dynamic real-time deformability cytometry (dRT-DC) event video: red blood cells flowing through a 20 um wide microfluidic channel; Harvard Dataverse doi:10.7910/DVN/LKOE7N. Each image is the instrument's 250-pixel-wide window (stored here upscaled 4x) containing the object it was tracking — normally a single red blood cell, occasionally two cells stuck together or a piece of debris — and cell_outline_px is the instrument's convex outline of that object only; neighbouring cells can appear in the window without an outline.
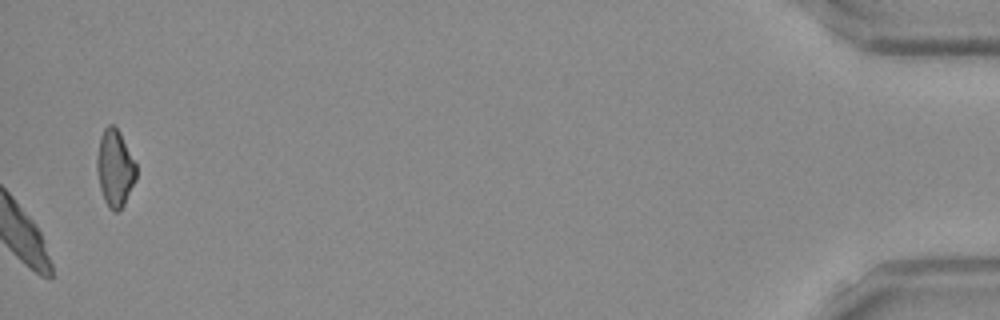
{"species": "Egyptian fruit bat (a non-hibernating species)", "species_latin": "Rousettus aegyptiacus", "temperature_condition": "room temperature", "stored_images_in_passage": 43, "camera_frame_rate_fps": 3000, "um_per_image_px": 0.085, "frame": {"image": 1, "passage_image": 43, "time_ms": 14.0, "image_size_px": [1000, 320], "cell_outline_px": [[136, 180], [124, 204], [116, 212], [108, 208], [104, 200], [100, 188], [96, 168], [96, 160], [100, 136], [104, 128], [108, 124], [112, 124], [120, 132], [136, 164]], "centroid_in_image_um": [9.76, 14.29], "position_along_channel_um": 425.4, "area_um2": 17.63}, "authors_computed_cell_mechanics": {"area_um2": 23.12, "velocity_mm_per_s": 3.8926, "shape_relaxation_time_tau1_ms": 7.3083, "shape_relaxation_time_tau2_ms": 5.0487, "deformation_change_tau1": 0.1734, "deformation_change_tau2": 0.0999}}